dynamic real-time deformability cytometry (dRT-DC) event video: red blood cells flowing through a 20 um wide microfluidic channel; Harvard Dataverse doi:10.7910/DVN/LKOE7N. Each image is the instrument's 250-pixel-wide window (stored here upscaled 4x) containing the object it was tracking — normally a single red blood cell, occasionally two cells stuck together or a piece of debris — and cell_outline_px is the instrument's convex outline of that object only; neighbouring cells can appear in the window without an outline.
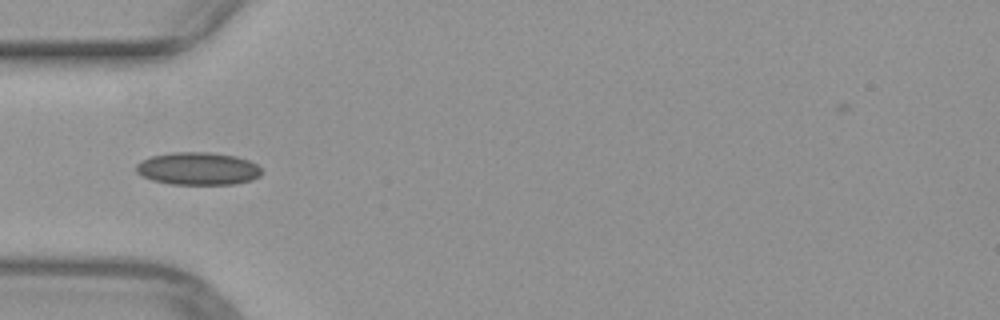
{"species": "common noctule bat (a hibernating species)", "species_latin": "Nyctalus noctula", "temperature_condition": "warm", "stored_images_in_passage": 33, "camera_frame_rate_fps": 3000, "um_per_image_px": 0.085, "animal": {"sex": "female", "body_mass_g": 29.2, "forearm_length_mm": 56.3}, "frame": {"image": 1, "passage_image": 2, "time_ms": 0.333, "image_size_px": [1000, 320], "cell_outline_px": [[264, 172], [260, 176], [252, 180], [236, 184], [168, 184], [152, 180], [140, 176], [136, 172], [136, 164], [152, 156], [172, 152], [208, 152], [236, 156], [248, 160], [256, 164]], "centroid_in_image_um": [16.84, 14.34], "position_along_channel_um": 68.2, "area_um2": 24.04}}
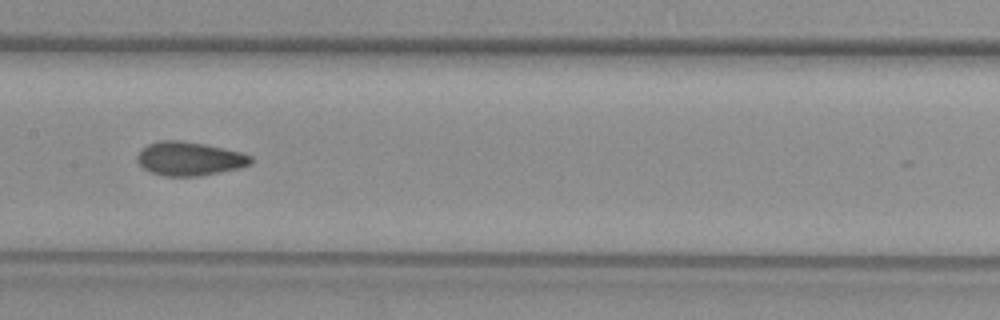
{"frame": {"image": 2, "passage_image": 11, "time_ms": 3.333, "image_size_px": [1000, 320], "cell_outline_px": [[252, 164], [240, 168], [220, 172], [196, 176], [164, 176], [152, 172], [144, 168], [136, 160], [136, 156], [140, 148], [148, 144], [160, 140], [180, 140], [204, 144], [240, 152], [252, 156]], "centroid_in_image_um": [16.08, 13.48], "position_along_channel_um": 191.3, "area_um2": 22.37}}
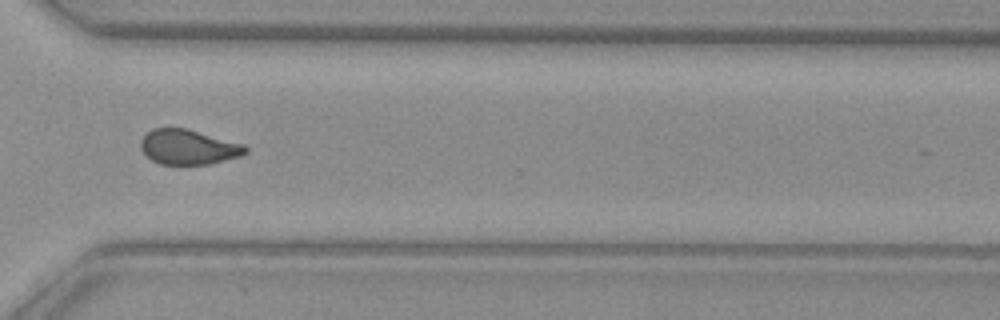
{"frame": {"image": 3, "passage_image": 23, "time_ms": 7.333, "image_size_px": [1000, 320], "cell_outline_px": [[248, 152], [240, 156], [208, 164], [160, 164], [144, 156], [140, 148], [140, 140], [152, 128], [188, 128], [244, 144], [248, 148]], "centroid_in_image_um": [15.99, 12.49], "position_along_channel_um": 354.6, "area_um2": 21.5}}